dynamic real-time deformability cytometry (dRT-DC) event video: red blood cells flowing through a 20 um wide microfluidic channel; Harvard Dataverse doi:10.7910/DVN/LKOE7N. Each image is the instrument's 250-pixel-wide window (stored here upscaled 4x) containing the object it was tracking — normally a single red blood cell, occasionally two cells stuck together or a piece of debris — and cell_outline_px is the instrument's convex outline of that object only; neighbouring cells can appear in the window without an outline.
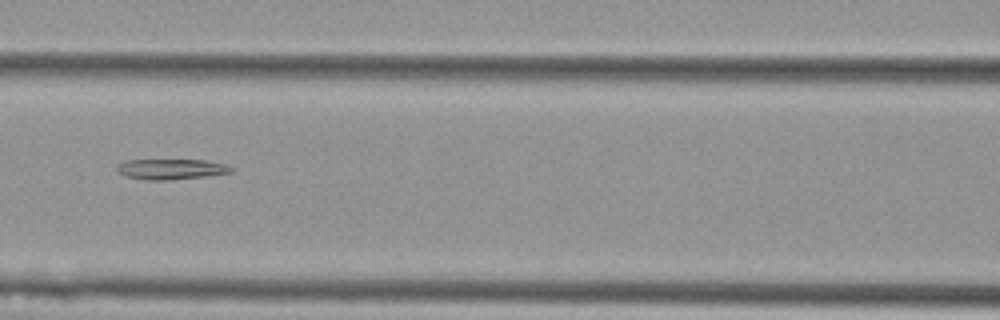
{"species": "Egyptian fruit bat (a non-hibernating species)", "species_latin": "Rousettus aegyptiacus", "temperature_condition": "cold", "stored_images_in_passage": 5, "camera_frame_rate_fps": 3000, "um_per_image_px": 0.085, "animal": {"sex": "female"}, "frame": {"image": 1, "passage_image": 3, "time_ms": 0.667, "image_size_px": [1000, 320], "cell_outline_px": [[232, 172], [204, 176], [168, 180], [148, 180], [128, 176], [116, 172], [116, 164], [128, 160], [204, 160], [224, 164], [232, 168]], "centroid_in_image_um": [14.49, 14.37], "position_along_channel_um": 152.1, "area_um2": 13.41}}
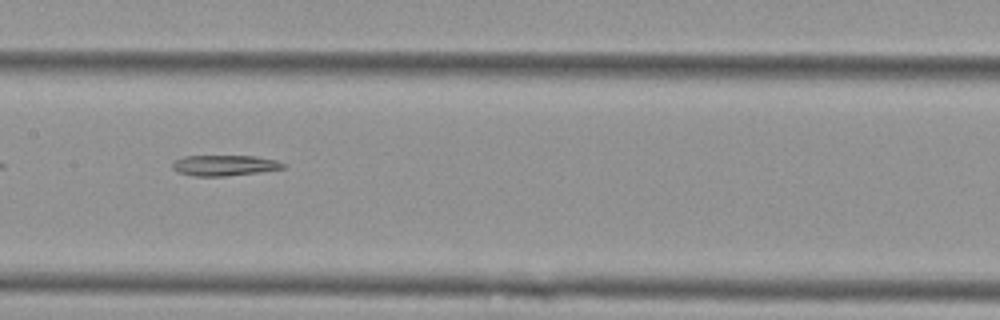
{"frame": {"image": 2, "passage_image": 4, "time_ms": 1.0, "image_size_px": [1000, 320], "cell_outline_px": [[284, 168], [260, 172], [224, 176], [192, 176], [176, 172], [172, 168], [172, 160], [184, 156], [256, 156], [276, 160], [284, 164]], "centroid_in_image_um": [19.01, 14.06], "position_along_channel_um": 188.4, "area_um2": 13.41}}
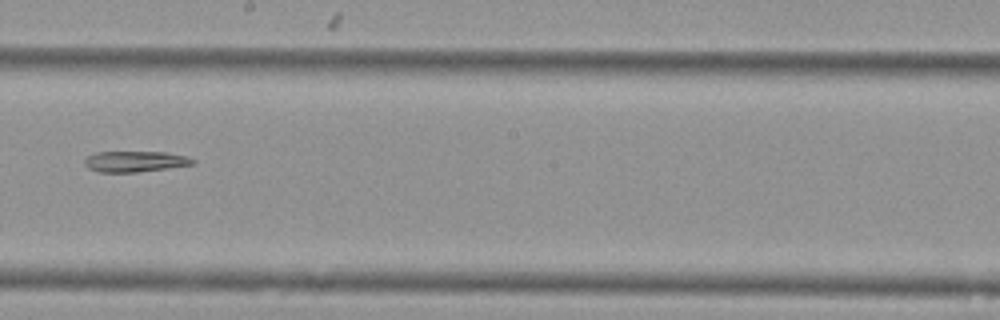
{"frame": {"image": 3, "passage_image": 5, "time_ms": 1.333, "image_size_px": [1000, 320], "cell_outline_px": [[196, 164], [136, 172], [96, 172], [88, 168], [84, 164], [84, 160], [88, 156], [96, 152], [168, 152], [188, 156], [196, 160]], "centroid_in_image_um": [11.5, 13.72], "position_along_channel_um": 236.7, "area_um2": 13.24}}